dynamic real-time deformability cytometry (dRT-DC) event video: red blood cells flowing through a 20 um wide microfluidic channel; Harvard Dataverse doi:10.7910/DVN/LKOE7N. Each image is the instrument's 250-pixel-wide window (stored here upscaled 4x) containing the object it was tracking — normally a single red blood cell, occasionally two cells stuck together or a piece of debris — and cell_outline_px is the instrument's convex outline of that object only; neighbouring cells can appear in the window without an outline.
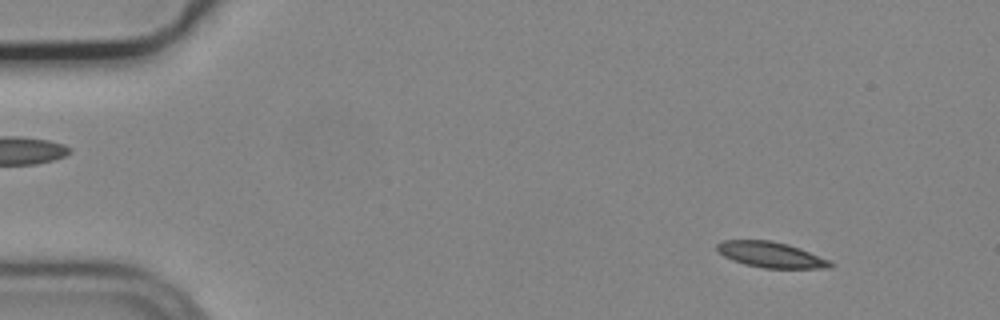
{"species": "common noctule bat (a hibernating species)", "species_latin": "Nyctalus noctula", "temperature_condition": "cold", "stored_images_in_passage": 57, "camera_frame_rate_fps": 3000, "um_per_image_px": 0.085, "animal": {"sex": "male", "body_mass_g": 19.2, "forearm_length_mm": 51.8}, "frame": {"image": 1, "passage_image": 7, "time_ms": 2.0, "image_size_px": [1000, 320], "cell_outline_px": [[836, 264], [832, 268], [764, 268], [744, 264], [732, 260], [724, 256], [716, 248], [716, 244], [720, 240], [772, 240], [788, 244], [800, 248], [832, 260]], "centroid_in_image_um": [65.58, 21.65], "position_along_channel_um": 19.4, "area_um2": 17.22}}
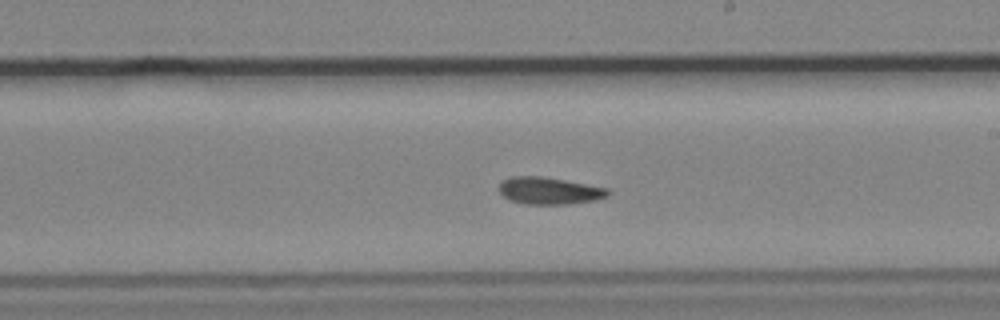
{"frame": {"image": 2, "passage_image": 33, "time_ms": 10.667, "image_size_px": [1000, 320], "cell_outline_px": [[612, 192], [608, 196], [596, 200], [568, 204], [524, 204], [508, 200], [500, 192], [500, 184], [504, 180], [512, 176], [540, 176], [564, 180], [608, 188]], "centroid_in_image_um": [46.71, 16.22], "position_along_channel_um": 242.3, "area_um2": 17.17}}
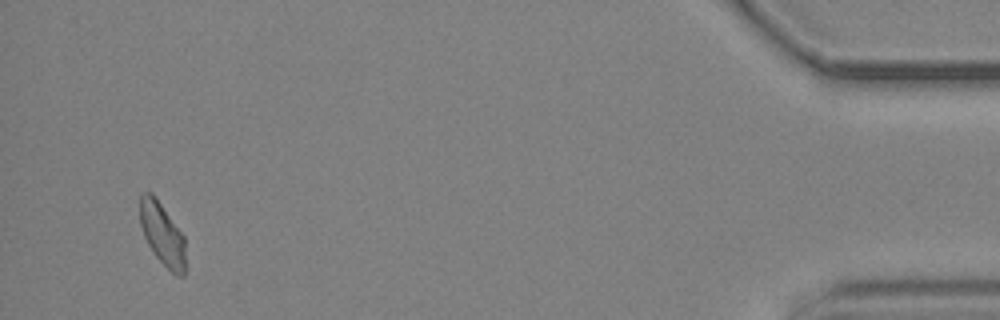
{"frame": {"image": 3, "passage_image": 54, "time_ms": 17.667, "image_size_px": [1000, 320], "cell_outline_px": [[184, 276], [176, 276], [156, 256], [148, 244], [144, 236], [140, 224], [140, 196], [144, 192], [152, 192], [184, 236]], "centroid_in_image_um": [13.78, 19.87], "position_along_channel_um": 421.4, "area_um2": 16.24}, "authors_computed_cell_mechanics": {"area_um2": 17.051, "velocity_mm_per_s": 3.7063, "shape_relaxation_time_tau1_ms": null, "shape_relaxation_time_tau2_ms": 7.3817, "deformation_change_tau1": null, "deformation_change_tau2": 0.1356}}